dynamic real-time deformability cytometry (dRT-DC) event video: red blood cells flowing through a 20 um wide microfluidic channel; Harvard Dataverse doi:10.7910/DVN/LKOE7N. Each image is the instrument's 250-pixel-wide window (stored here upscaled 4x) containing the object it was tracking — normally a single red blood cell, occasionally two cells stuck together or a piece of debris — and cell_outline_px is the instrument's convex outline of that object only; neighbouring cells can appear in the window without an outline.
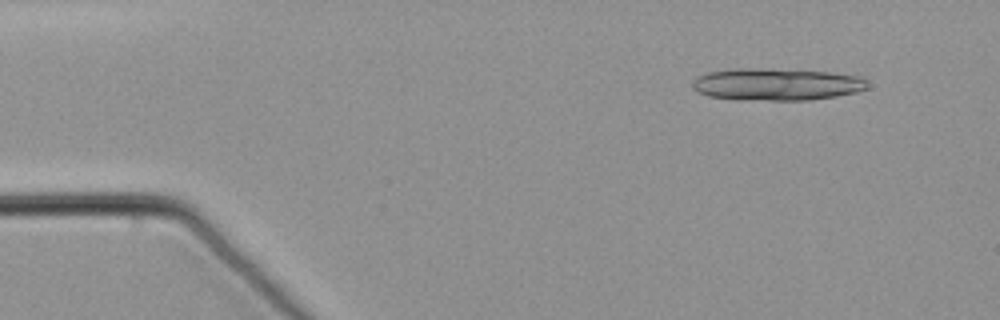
{"species": "common noctule bat (a hibernating species)", "species_latin": "Nyctalus noctula", "temperature_condition": "warm", "stored_images_in_passage": 17, "camera_frame_rate_fps": 3000, "um_per_image_px": 0.085, "animal": {"sex": "male", "body_mass_g": 21.5, "forearm_length_mm": 52.0}, "frame": {"image": 1, "passage_image": 6, "time_ms": 1.667, "image_size_px": [1000, 320], "cell_outline_px": [[868, 88], [856, 92], [836, 96], [808, 100], [740, 100], [708, 96], [696, 92], [692, 88], [692, 80], [696, 76], [708, 72], [728, 68], [772, 68], [828, 72], [860, 76], [868, 80]], "centroid_in_image_um": [65.96, 7.16], "position_along_channel_um": 19.0, "area_um2": 33.41}}